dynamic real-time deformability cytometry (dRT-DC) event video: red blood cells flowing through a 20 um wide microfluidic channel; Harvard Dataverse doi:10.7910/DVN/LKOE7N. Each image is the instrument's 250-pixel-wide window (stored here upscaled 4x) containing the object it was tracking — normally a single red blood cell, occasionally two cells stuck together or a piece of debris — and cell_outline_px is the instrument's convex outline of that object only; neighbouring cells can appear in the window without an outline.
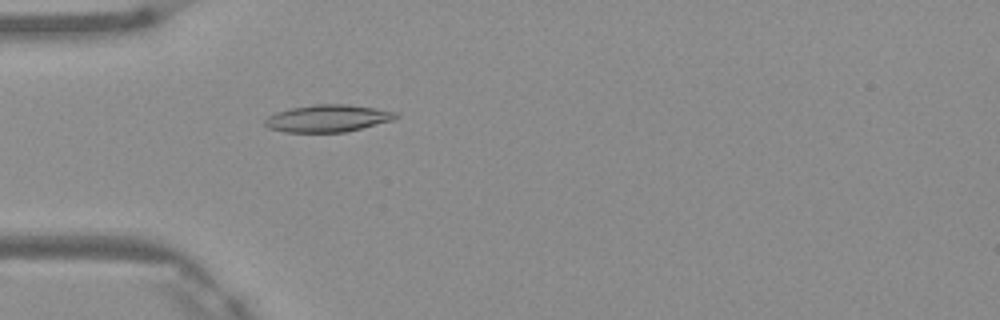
{"species": "Egyptian fruit bat (a non-hibernating species)", "species_latin": "Rousettus aegyptiacus", "temperature_condition": "warm", "stored_images_in_passage": 1, "camera_frame_rate_fps": 3000, "um_per_image_px": 0.085, "frame": {"image": 1, "passage_image": 1, "time_ms": 0.0, "image_size_px": [1000, 320], "cell_outline_px": [[400, 116], [392, 120], [344, 132], [284, 132], [268, 128], [264, 124], [264, 120], [268, 116], [276, 112], [292, 108], [312, 104], [348, 104], [396, 112]], "centroid_in_image_um": [27.81, 10.06], "position_along_channel_um": 57.2, "area_um2": 20.58}}